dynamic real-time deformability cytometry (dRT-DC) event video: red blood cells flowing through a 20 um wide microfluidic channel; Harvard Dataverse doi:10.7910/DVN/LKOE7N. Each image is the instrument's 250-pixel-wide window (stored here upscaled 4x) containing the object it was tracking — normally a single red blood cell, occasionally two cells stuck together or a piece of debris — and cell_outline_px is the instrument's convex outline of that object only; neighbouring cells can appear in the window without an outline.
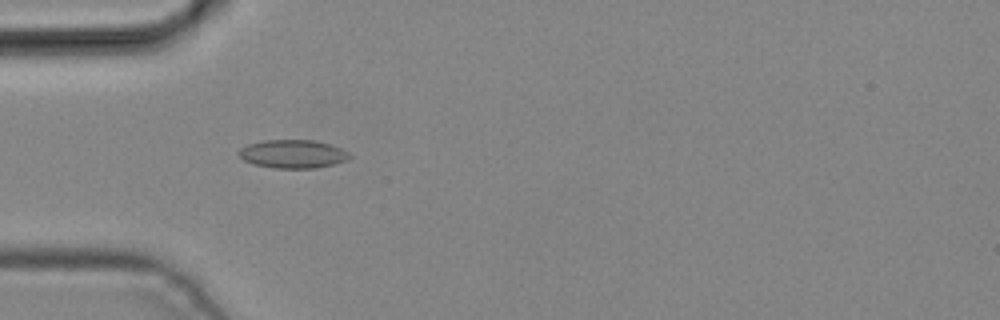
{"species": "common noctule bat (a hibernating species)", "species_latin": "Nyctalus noctula", "temperature_condition": "cold", "stored_images_in_passage": 5, "camera_frame_rate_fps": 3000, "um_per_image_px": 0.085, "animal": {"sex": "male", "body_mass_g": 19.2, "forearm_length_mm": 51.8}, "frame": {"image": 1, "passage_image": 4, "time_ms": 1.0, "image_size_px": [1000, 320], "cell_outline_px": [[352, 156], [336, 164], [316, 168], [272, 168], [252, 164], [244, 160], [236, 152], [240, 148], [248, 144], [264, 140], [316, 140], [332, 144], [348, 152]], "centroid_in_image_um": [24.88, 13.08], "position_along_channel_um": 60.1, "area_um2": 18.5}}
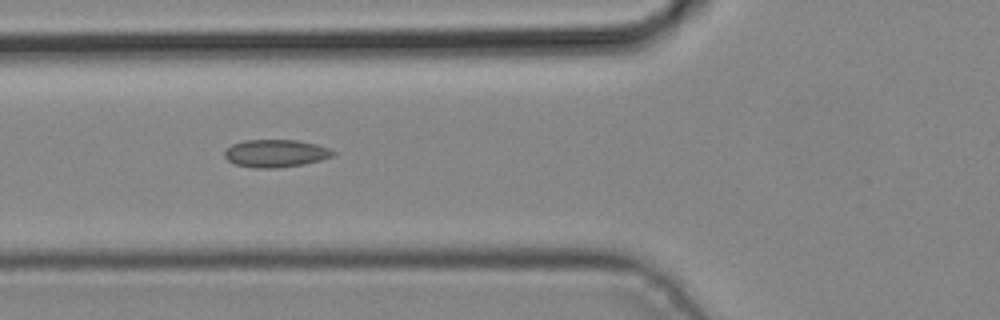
{"frame": {"image": 2, "passage_image": 5, "time_ms": 1.333, "image_size_px": [1000, 320], "cell_outline_px": [[336, 152], [332, 156], [320, 160], [304, 164], [276, 168], [252, 168], [236, 164], [228, 160], [224, 156], [224, 152], [232, 144], [244, 140], [296, 140], [316, 144], [328, 148]], "centroid_in_image_um": [23.42, 13.03], "position_along_channel_um": 102.4, "area_um2": 17.4}}